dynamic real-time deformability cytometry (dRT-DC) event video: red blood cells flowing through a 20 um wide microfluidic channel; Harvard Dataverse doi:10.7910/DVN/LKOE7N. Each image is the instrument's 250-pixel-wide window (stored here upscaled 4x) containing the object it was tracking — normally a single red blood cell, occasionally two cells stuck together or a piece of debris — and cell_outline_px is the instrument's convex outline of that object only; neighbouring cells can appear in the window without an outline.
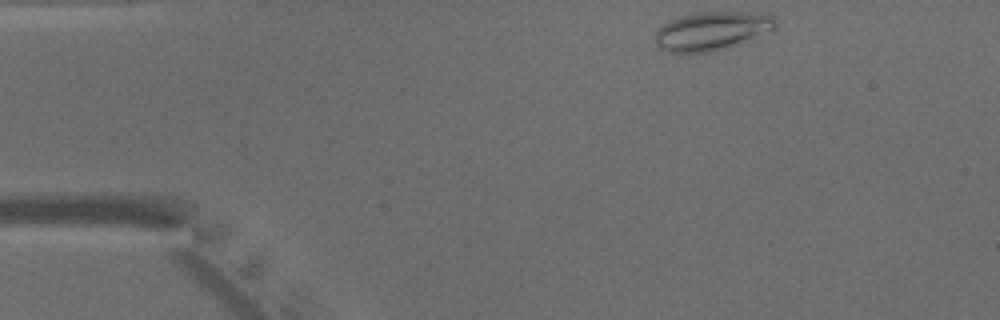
{"species": "common noctule bat (a hibernating species)", "species_latin": "Nyctalus noctula", "temperature_condition": "warm", "stored_images_in_passage": 41, "camera_frame_rate_fps": 3000, "um_per_image_px": 0.085, "animal": {"sex": "male", "body_mass_g": 15.6}, "frame": {"image": 1, "passage_image": 1, "time_ms": 0.0, "image_size_px": [1000, 320], "cell_outline_px": [[776, 28], [772, 32], [752, 40], [712, 52], [668, 52], [660, 48], [656, 44], [656, 32], [664, 24], [680, 16], [700, 12], [740, 12], [772, 16], [776, 20]], "centroid_in_image_um": [60.55, 2.65], "position_along_channel_um": 24.4, "area_um2": 26.93}}
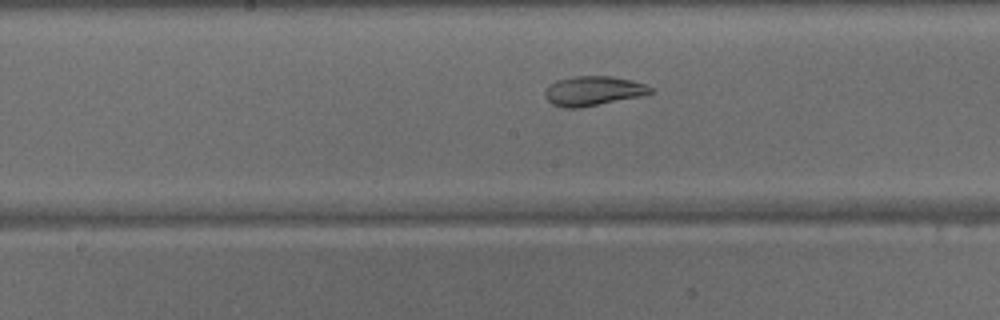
{"frame": {"image": 2, "passage_image": 18, "time_ms": 5.667, "image_size_px": [1000, 320], "cell_outline_px": [[652, 92], [640, 96], [580, 108], [564, 108], [552, 104], [544, 96], [544, 92], [556, 80], [572, 76], [612, 76], [632, 80], [644, 84], [652, 88]], "centroid_in_image_um": [50.4, 7.72], "position_along_channel_um": 197.8, "area_um2": 18.03}}
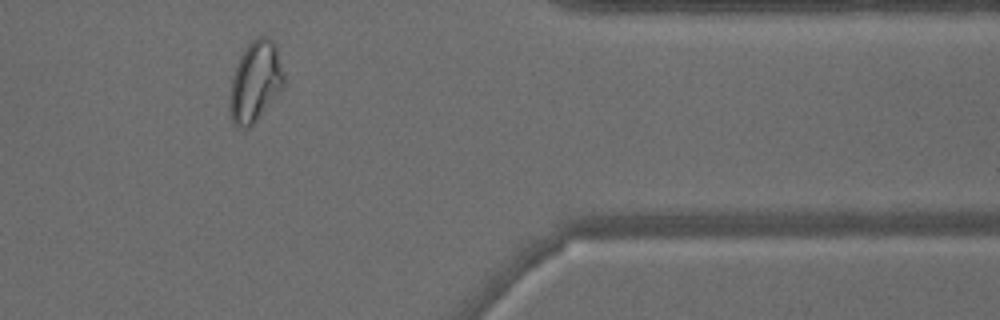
{"frame": {"image": 3, "passage_image": 33, "time_ms": 10.667, "image_size_px": [1000, 320], "cell_outline_px": [[284, 84], [280, 92], [256, 120], [248, 128], [240, 128], [232, 120], [228, 112], [228, 100], [232, 76], [240, 52], [252, 40], [260, 36], [268, 36], [272, 40], [276, 48], [284, 76]], "centroid_in_image_um": [21.66, 6.93], "position_along_channel_um": 389.7, "area_um2": 25.55}}